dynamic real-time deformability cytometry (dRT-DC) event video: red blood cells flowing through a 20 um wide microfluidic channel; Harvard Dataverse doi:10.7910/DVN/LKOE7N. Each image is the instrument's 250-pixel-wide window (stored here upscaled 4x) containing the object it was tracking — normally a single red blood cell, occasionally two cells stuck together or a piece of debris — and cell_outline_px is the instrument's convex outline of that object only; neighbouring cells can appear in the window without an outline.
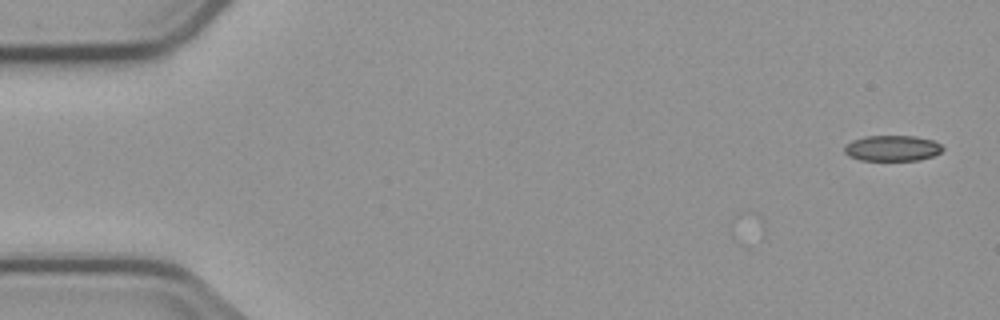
{"species": "common noctule bat (a hibernating species)", "species_latin": "Nyctalus noctula", "temperature_condition": "cold", "stored_images_in_passage": 4, "camera_frame_rate_fps": 3000, "um_per_image_px": 0.085, "animal": {"sex": "male", "body_mass_g": 23.1, "forearm_length_mm": 52.7}, "frame": {"image": 1, "passage_image": 1, "time_ms": 0.0, "image_size_px": [1000, 320], "cell_outline_px": [[944, 148], [940, 152], [932, 156], [920, 160], [860, 160], [848, 156], [844, 152], [844, 144], [852, 140], [864, 136], [916, 136], [932, 140], [940, 144]], "centroid_in_image_um": [75.8, 12.59], "position_along_channel_um": 9.2, "area_um2": 14.8}}
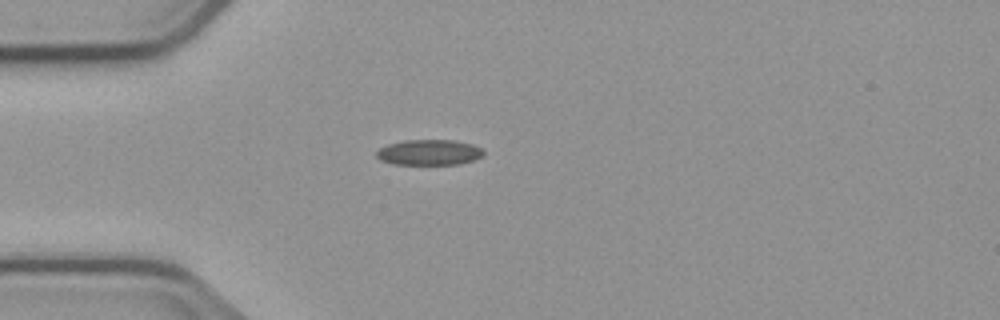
{"frame": {"image": 2, "passage_image": 4, "time_ms": 4.333, "image_size_px": [1000, 320], "cell_outline_px": [[484, 156], [460, 164], [392, 164], [380, 160], [376, 156], [376, 152], [380, 148], [388, 144], [404, 140], [452, 140], [472, 144], [480, 148], [484, 152]], "centroid_in_image_um": [36.46, 12.95], "position_along_channel_um": 48.5, "area_um2": 15.9}}